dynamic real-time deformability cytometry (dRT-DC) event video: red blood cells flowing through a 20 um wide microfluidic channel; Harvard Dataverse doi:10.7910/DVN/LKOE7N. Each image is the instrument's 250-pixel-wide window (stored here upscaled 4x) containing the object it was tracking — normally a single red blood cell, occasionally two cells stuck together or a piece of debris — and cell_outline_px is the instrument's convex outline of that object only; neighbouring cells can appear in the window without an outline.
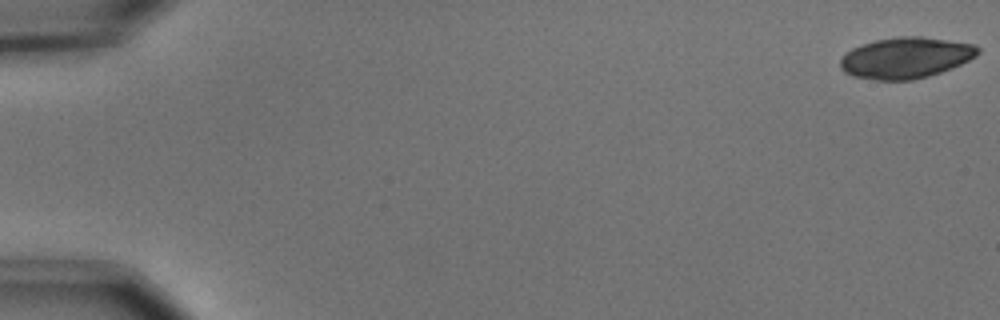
{"species": "common noctule bat (a hibernating species)", "species_latin": "Nyctalus noctula", "temperature_condition": "cold", "stored_images_in_passage": 55, "camera_frame_rate_fps": 3000, "um_per_image_px": 0.085, "animal": {"sex": "male", "body_mass_g": 15.6}, "frame": {"image": 1, "passage_image": 1, "time_ms": 0.0, "image_size_px": [1000, 320], "cell_outline_px": [[980, 52], [976, 56], [952, 68], [928, 76], [912, 80], [876, 80], [852, 76], [844, 72], [840, 68], [840, 60], [852, 48], [860, 44], [876, 40], [900, 36], [920, 36], [976, 44], [980, 48]], "centroid_in_image_um": [76.99, 4.91], "position_along_channel_um": 8.0, "area_um2": 32.95}}